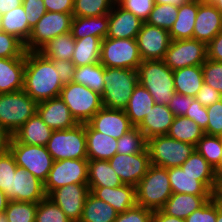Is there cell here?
<instances>
[{
  "label": "cell",
  "instance_id": "obj_1",
  "mask_svg": "<svg viewBox=\"0 0 222 222\" xmlns=\"http://www.w3.org/2000/svg\"><path fill=\"white\" fill-rule=\"evenodd\" d=\"M64 84L53 61L38 51H26L23 90L37 103L59 97Z\"/></svg>",
  "mask_w": 222,
  "mask_h": 222
},
{
  "label": "cell",
  "instance_id": "obj_2",
  "mask_svg": "<svg viewBox=\"0 0 222 222\" xmlns=\"http://www.w3.org/2000/svg\"><path fill=\"white\" fill-rule=\"evenodd\" d=\"M137 71L138 83L149 91L155 104L168 106L175 93L173 71L163 60H143Z\"/></svg>",
  "mask_w": 222,
  "mask_h": 222
},
{
  "label": "cell",
  "instance_id": "obj_3",
  "mask_svg": "<svg viewBox=\"0 0 222 222\" xmlns=\"http://www.w3.org/2000/svg\"><path fill=\"white\" fill-rule=\"evenodd\" d=\"M172 195L168 170L150 165L136 186V205L149 210H161Z\"/></svg>",
  "mask_w": 222,
  "mask_h": 222
},
{
  "label": "cell",
  "instance_id": "obj_4",
  "mask_svg": "<svg viewBox=\"0 0 222 222\" xmlns=\"http://www.w3.org/2000/svg\"><path fill=\"white\" fill-rule=\"evenodd\" d=\"M104 81V91L101 95L103 107L124 110L138 84V71L105 67Z\"/></svg>",
  "mask_w": 222,
  "mask_h": 222
},
{
  "label": "cell",
  "instance_id": "obj_5",
  "mask_svg": "<svg viewBox=\"0 0 222 222\" xmlns=\"http://www.w3.org/2000/svg\"><path fill=\"white\" fill-rule=\"evenodd\" d=\"M37 106L24 90L0 94V125L13 135L37 113Z\"/></svg>",
  "mask_w": 222,
  "mask_h": 222
},
{
  "label": "cell",
  "instance_id": "obj_6",
  "mask_svg": "<svg viewBox=\"0 0 222 222\" xmlns=\"http://www.w3.org/2000/svg\"><path fill=\"white\" fill-rule=\"evenodd\" d=\"M54 161L88 159L85 123L63 130H54L46 145Z\"/></svg>",
  "mask_w": 222,
  "mask_h": 222
},
{
  "label": "cell",
  "instance_id": "obj_7",
  "mask_svg": "<svg viewBox=\"0 0 222 222\" xmlns=\"http://www.w3.org/2000/svg\"><path fill=\"white\" fill-rule=\"evenodd\" d=\"M147 150L151 165L168 169L180 167L193 153L195 146L161 135L147 140Z\"/></svg>",
  "mask_w": 222,
  "mask_h": 222
},
{
  "label": "cell",
  "instance_id": "obj_8",
  "mask_svg": "<svg viewBox=\"0 0 222 222\" xmlns=\"http://www.w3.org/2000/svg\"><path fill=\"white\" fill-rule=\"evenodd\" d=\"M60 97L78 123H87L103 107L99 93L73 81L64 84Z\"/></svg>",
  "mask_w": 222,
  "mask_h": 222
},
{
  "label": "cell",
  "instance_id": "obj_9",
  "mask_svg": "<svg viewBox=\"0 0 222 222\" xmlns=\"http://www.w3.org/2000/svg\"><path fill=\"white\" fill-rule=\"evenodd\" d=\"M142 61L136 39L101 41L100 63L104 67L138 70Z\"/></svg>",
  "mask_w": 222,
  "mask_h": 222
},
{
  "label": "cell",
  "instance_id": "obj_10",
  "mask_svg": "<svg viewBox=\"0 0 222 222\" xmlns=\"http://www.w3.org/2000/svg\"><path fill=\"white\" fill-rule=\"evenodd\" d=\"M9 150L17 166L24 168L42 182L47 180L54 160L46 146L22 144L12 137Z\"/></svg>",
  "mask_w": 222,
  "mask_h": 222
},
{
  "label": "cell",
  "instance_id": "obj_11",
  "mask_svg": "<svg viewBox=\"0 0 222 222\" xmlns=\"http://www.w3.org/2000/svg\"><path fill=\"white\" fill-rule=\"evenodd\" d=\"M72 13L46 12L31 31L24 45L26 51H39L49 41L70 32Z\"/></svg>",
  "mask_w": 222,
  "mask_h": 222
},
{
  "label": "cell",
  "instance_id": "obj_12",
  "mask_svg": "<svg viewBox=\"0 0 222 222\" xmlns=\"http://www.w3.org/2000/svg\"><path fill=\"white\" fill-rule=\"evenodd\" d=\"M172 193L218 195L221 185L216 175H190L181 167L168 168Z\"/></svg>",
  "mask_w": 222,
  "mask_h": 222
},
{
  "label": "cell",
  "instance_id": "obj_13",
  "mask_svg": "<svg viewBox=\"0 0 222 222\" xmlns=\"http://www.w3.org/2000/svg\"><path fill=\"white\" fill-rule=\"evenodd\" d=\"M207 60V45L196 39L171 40L163 61L172 71L202 66Z\"/></svg>",
  "mask_w": 222,
  "mask_h": 222
},
{
  "label": "cell",
  "instance_id": "obj_14",
  "mask_svg": "<svg viewBox=\"0 0 222 222\" xmlns=\"http://www.w3.org/2000/svg\"><path fill=\"white\" fill-rule=\"evenodd\" d=\"M88 183V159H65L54 161L44 189L47 196L55 189L68 184Z\"/></svg>",
  "mask_w": 222,
  "mask_h": 222
},
{
  "label": "cell",
  "instance_id": "obj_15",
  "mask_svg": "<svg viewBox=\"0 0 222 222\" xmlns=\"http://www.w3.org/2000/svg\"><path fill=\"white\" fill-rule=\"evenodd\" d=\"M108 161L123 184H129L135 187L147 173L151 165L147 148L143 152L137 154L126 155L116 153Z\"/></svg>",
  "mask_w": 222,
  "mask_h": 222
},
{
  "label": "cell",
  "instance_id": "obj_16",
  "mask_svg": "<svg viewBox=\"0 0 222 222\" xmlns=\"http://www.w3.org/2000/svg\"><path fill=\"white\" fill-rule=\"evenodd\" d=\"M90 193L88 184H68L53 190L50 198L72 222H79L84 202Z\"/></svg>",
  "mask_w": 222,
  "mask_h": 222
},
{
  "label": "cell",
  "instance_id": "obj_17",
  "mask_svg": "<svg viewBox=\"0 0 222 222\" xmlns=\"http://www.w3.org/2000/svg\"><path fill=\"white\" fill-rule=\"evenodd\" d=\"M142 60H163L171 43L168 30L143 23L136 37Z\"/></svg>",
  "mask_w": 222,
  "mask_h": 222
},
{
  "label": "cell",
  "instance_id": "obj_18",
  "mask_svg": "<svg viewBox=\"0 0 222 222\" xmlns=\"http://www.w3.org/2000/svg\"><path fill=\"white\" fill-rule=\"evenodd\" d=\"M222 30V13L212 2L198 0L193 39L206 45Z\"/></svg>",
  "mask_w": 222,
  "mask_h": 222
},
{
  "label": "cell",
  "instance_id": "obj_19",
  "mask_svg": "<svg viewBox=\"0 0 222 222\" xmlns=\"http://www.w3.org/2000/svg\"><path fill=\"white\" fill-rule=\"evenodd\" d=\"M94 130L119 139L134 126L122 109L102 107L88 122Z\"/></svg>",
  "mask_w": 222,
  "mask_h": 222
},
{
  "label": "cell",
  "instance_id": "obj_20",
  "mask_svg": "<svg viewBox=\"0 0 222 222\" xmlns=\"http://www.w3.org/2000/svg\"><path fill=\"white\" fill-rule=\"evenodd\" d=\"M46 197L44 182L17 166L15 174H12L11 200L39 203Z\"/></svg>",
  "mask_w": 222,
  "mask_h": 222
},
{
  "label": "cell",
  "instance_id": "obj_21",
  "mask_svg": "<svg viewBox=\"0 0 222 222\" xmlns=\"http://www.w3.org/2000/svg\"><path fill=\"white\" fill-rule=\"evenodd\" d=\"M109 27L106 38L136 39L143 21L133 13L123 9L117 2L108 14Z\"/></svg>",
  "mask_w": 222,
  "mask_h": 222
},
{
  "label": "cell",
  "instance_id": "obj_22",
  "mask_svg": "<svg viewBox=\"0 0 222 222\" xmlns=\"http://www.w3.org/2000/svg\"><path fill=\"white\" fill-rule=\"evenodd\" d=\"M37 113L53 131L70 129L79 124L60 96L38 103Z\"/></svg>",
  "mask_w": 222,
  "mask_h": 222
},
{
  "label": "cell",
  "instance_id": "obj_23",
  "mask_svg": "<svg viewBox=\"0 0 222 222\" xmlns=\"http://www.w3.org/2000/svg\"><path fill=\"white\" fill-rule=\"evenodd\" d=\"M89 188L95 197L111 205L117 213H123L136 205V187L133 185Z\"/></svg>",
  "mask_w": 222,
  "mask_h": 222
},
{
  "label": "cell",
  "instance_id": "obj_24",
  "mask_svg": "<svg viewBox=\"0 0 222 222\" xmlns=\"http://www.w3.org/2000/svg\"><path fill=\"white\" fill-rule=\"evenodd\" d=\"M25 61L26 53L19 58H0V94L23 90Z\"/></svg>",
  "mask_w": 222,
  "mask_h": 222
},
{
  "label": "cell",
  "instance_id": "obj_25",
  "mask_svg": "<svg viewBox=\"0 0 222 222\" xmlns=\"http://www.w3.org/2000/svg\"><path fill=\"white\" fill-rule=\"evenodd\" d=\"M174 117L168 106L154 104L137 128L144 134L146 140L155 136L167 135Z\"/></svg>",
  "mask_w": 222,
  "mask_h": 222
},
{
  "label": "cell",
  "instance_id": "obj_26",
  "mask_svg": "<svg viewBox=\"0 0 222 222\" xmlns=\"http://www.w3.org/2000/svg\"><path fill=\"white\" fill-rule=\"evenodd\" d=\"M213 196L172 193L161 210L169 216L185 220L192 212L202 207Z\"/></svg>",
  "mask_w": 222,
  "mask_h": 222
},
{
  "label": "cell",
  "instance_id": "obj_27",
  "mask_svg": "<svg viewBox=\"0 0 222 222\" xmlns=\"http://www.w3.org/2000/svg\"><path fill=\"white\" fill-rule=\"evenodd\" d=\"M52 132L53 130L36 113L13 134V138L22 144L46 146Z\"/></svg>",
  "mask_w": 222,
  "mask_h": 222
},
{
  "label": "cell",
  "instance_id": "obj_28",
  "mask_svg": "<svg viewBox=\"0 0 222 222\" xmlns=\"http://www.w3.org/2000/svg\"><path fill=\"white\" fill-rule=\"evenodd\" d=\"M87 157L92 160H109L117 152V139L94 130L85 123Z\"/></svg>",
  "mask_w": 222,
  "mask_h": 222
},
{
  "label": "cell",
  "instance_id": "obj_29",
  "mask_svg": "<svg viewBox=\"0 0 222 222\" xmlns=\"http://www.w3.org/2000/svg\"><path fill=\"white\" fill-rule=\"evenodd\" d=\"M198 0H189L178 8L177 19L168 31L171 40L193 39Z\"/></svg>",
  "mask_w": 222,
  "mask_h": 222
},
{
  "label": "cell",
  "instance_id": "obj_30",
  "mask_svg": "<svg viewBox=\"0 0 222 222\" xmlns=\"http://www.w3.org/2000/svg\"><path fill=\"white\" fill-rule=\"evenodd\" d=\"M155 101L147 89L138 83L129 98L127 107L124 109L127 117L134 127H138L146 114L154 106Z\"/></svg>",
  "mask_w": 222,
  "mask_h": 222
},
{
  "label": "cell",
  "instance_id": "obj_31",
  "mask_svg": "<svg viewBox=\"0 0 222 222\" xmlns=\"http://www.w3.org/2000/svg\"><path fill=\"white\" fill-rule=\"evenodd\" d=\"M108 27V15L97 17H73L70 32L74 39L94 36L103 40L107 36Z\"/></svg>",
  "mask_w": 222,
  "mask_h": 222
},
{
  "label": "cell",
  "instance_id": "obj_32",
  "mask_svg": "<svg viewBox=\"0 0 222 222\" xmlns=\"http://www.w3.org/2000/svg\"><path fill=\"white\" fill-rule=\"evenodd\" d=\"M175 92L195 98L204 79L201 66H189L173 71Z\"/></svg>",
  "mask_w": 222,
  "mask_h": 222
},
{
  "label": "cell",
  "instance_id": "obj_33",
  "mask_svg": "<svg viewBox=\"0 0 222 222\" xmlns=\"http://www.w3.org/2000/svg\"><path fill=\"white\" fill-rule=\"evenodd\" d=\"M89 187H118L123 185L120 177L111 167L108 160L88 159Z\"/></svg>",
  "mask_w": 222,
  "mask_h": 222
},
{
  "label": "cell",
  "instance_id": "obj_34",
  "mask_svg": "<svg viewBox=\"0 0 222 222\" xmlns=\"http://www.w3.org/2000/svg\"><path fill=\"white\" fill-rule=\"evenodd\" d=\"M0 29L15 36L24 45L31 35L32 29L28 25L26 13L22 5L1 15Z\"/></svg>",
  "mask_w": 222,
  "mask_h": 222
},
{
  "label": "cell",
  "instance_id": "obj_35",
  "mask_svg": "<svg viewBox=\"0 0 222 222\" xmlns=\"http://www.w3.org/2000/svg\"><path fill=\"white\" fill-rule=\"evenodd\" d=\"M101 39L87 36L75 39V50L71 61L76 67L97 64L100 62Z\"/></svg>",
  "mask_w": 222,
  "mask_h": 222
},
{
  "label": "cell",
  "instance_id": "obj_36",
  "mask_svg": "<svg viewBox=\"0 0 222 222\" xmlns=\"http://www.w3.org/2000/svg\"><path fill=\"white\" fill-rule=\"evenodd\" d=\"M117 214L111 205L98 199L90 192L84 202L79 222H114Z\"/></svg>",
  "mask_w": 222,
  "mask_h": 222
},
{
  "label": "cell",
  "instance_id": "obj_37",
  "mask_svg": "<svg viewBox=\"0 0 222 222\" xmlns=\"http://www.w3.org/2000/svg\"><path fill=\"white\" fill-rule=\"evenodd\" d=\"M204 134V130L195 121L185 116H175L167 135L195 146Z\"/></svg>",
  "mask_w": 222,
  "mask_h": 222
},
{
  "label": "cell",
  "instance_id": "obj_38",
  "mask_svg": "<svg viewBox=\"0 0 222 222\" xmlns=\"http://www.w3.org/2000/svg\"><path fill=\"white\" fill-rule=\"evenodd\" d=\"M75 50V39L71 32L61 34L49 41L38 52L49 60H71Z\"/></svg>",
  "mask_w": 222,
  "mask_h": 222
},
{
  "label": "cell",
  "instance_id": "obj_39",
  "mask_svg": "<svg viewBox=\"0 0 222 222\" xmlns=\"http://www.w3.org/2000/svg\"><path fill=\"white\" fill-rule=\"evenodd\" d=\"M105 67L99 62L76 67L73 82L88 87L102 95L104 91Z\"/></svg>",
  "mask_w": 222,
  "mask_h": 222
},
{
  "label": "cell",
  "instance_id": "obj_40",
  "mask_svg": "<svg viewBox=\"0 0 222 222\" xmlns=\"http://www.w3.org/2000/svg\"><path fill=\"white\" fill-rule=\"evenodd\" d=\"M116 0H74V17H97L108 15Z\"/></svg>",
  "mask_w": 222,
  "mask_h": 222
},
{
  "label": "cell",
  "instance_id": "obj_41",
  "mask_svg": "<svg viewBox=\"0 0 222 222\" xmlns=\"http://www.w3.org/2000/svg\"><path fill=\"white\" fill-rule=\"evenodd\" d=\"M37 203L9 200L3 217L7 222H35Z\"/></svg>",
  "mask_w": 222,
  "mask_h": 222
},
{
  "label": "cell",
  "instance_id": "obj_42",
  "mask_svg": "<svg viewBox=\"0 0 222 222\" xmlns=\"http://www.w3.org/2000/svg\"><path fill=\"white\" fill-rule=\"evenodd\" d=\"M146 148L147 140L137 127H133L117 139L116 152L120 154H137L143 152Z\"/></svg>",
  "mask_w": 222,
  "mask_h": 222
},
{
  "label": "cell",
  "instance_id": "obj_43",
  "mask_svg": "<svg viewBox=\"0 0 222 222\" xmlns=\"http://www.w3.org/2000/svg\"><path fill=\"white\" fill-rule=\"evenodd\" d=\"M195 150L200 153L206 161L215 168L219 162L222 152V137L204 134L195 145Z\"/></svg>",
  "mask_w": 222,
  "mask_h": 222
},
{
  "label": "cell",
  "instance_id": "obj_44",
  "mask_svg": "<svg viewBox=\"0 0 222 222\" xmlns=\"http://www.w3.org/2000/svg\"><path fill=\"white\" fill-rule=\"evenodd\" d=\"M178 8L171 4L155 3L146 23L169 31L177 19Z\"/></svg>",
  "mask_w": 222,
  "mask_h": 222
},
{
  "label": "cell",
  "instance_id": "obj_45",
  "mask_svg": "<svg viewBox=\"0 0 222 222\" xmlns=\"http://www.w3.org/2000/svg\"><path fill=\"white\" fill-rule=\"evenodd\" d=\"M35 222H72L50 198L37 203Z\"/></svg>",
  "mask_w": 222,
  "mask_h": 222
},
{
  "label": "cell",
  "instance_id": "obj_46",
  "mask_svg": "<svg viewBox=\"0 0 222 222\" xmlns=\"http://www.w3.org/2000/svg\"><path fill=\"white\" fill-rule=\"evenodd\" d=\"M17 164L10 150L0 155V190L11 200L12 174H15Z\"/></svg>",
  "mask_w": 222,
  "mask_h": 222
},
{
  "label": "cell",
  "instance_id": "obj_47",
  "mask_svg": "<svg viewBox=\"0 0 222 222\" xmlns=\"http://www.w3.org/2000/svg\"><path fill=\"white\" fill-rule=\"evenodd\" d=\"M26 53L24 44L0 29V58H19Z\"/></svg>",
  "mask_w": 222,
  "mask_h": 222
},
{
  "label": "cell",
  "instance_id": "obj_48",
  "mask_svg": "<svg viewBox=\"0 0 222 222\" xmlns=\"http://www.w3.org/2000/svg\"><path fill=\"white\" fill-rule=\"evenodd\" d=\"M180 167L190 175H216L213 166L196 150Z\"/></svg>",
  "mask_w": 222,
  "mask_h": 222
},
{
  "label": "cell",
  "instance_id": "obj_49",
  "mask_svg": "<svg viewBox=\"0 0 222 222\" xmlns=\"http://www.w3.org/2000/svg\"><path fill=\"white\" fill-rule=\"evenodd\" d=\"M201 67L204 83L222 95V62H216L207 58Z\"/></svg>",
  "mask_w": 222,
  "mask_h": 222
},
{
  "label": "cell",
  "instance_id": "obj_50",
  "mask_svg": "<svg viewBox=\"0 0 222 222\" xmlns=\"http://www.w3.org/2000/svg\"><path fill=\"white\" fill-rule=\"evenodd\" d=\"M116 2L143 22L147 21L155 5L154 0H116Z\"/></svg>",
  "mask_w": 222,
  "mask_h": 222
},
{
  "label": "cell",
  "instance_id": "obj_51",
  "mask_svg": "<svg viewBox=\"0 0 222 222\" xmlns=\"http://www.w3.org/2000/svg\"><path fill=\"white\" fill-rule=\"evenodd\" d=\"M217 195L209 199L202 207L192 212L185 222H216Z\"/></svg>",
  "mask_w": 222,
  "mask_h": 222
},
{
  "label": "cell",
  "instance_id": "obj_52",
  "mask_svg": "<svg viewBox=\"0 0 222 222\" xmlns=\"http://www.w3.org/2000/svg\"><path fill=\"white\" fill-rule=\"evenodd\" d=\"M206 108L208 124L205 134L222 137V99Z\"/></svg>",
  "mask_w": 222,
  "mask_h": 222
},
{
  "label": "cell",
  "instance_id": "obj_53",
  "mask_svg": "<svg viewBox=\"0 0 222 222\" xmlns=\"http://www.w3.org/2000/svg\"><path fill=\"white\" fill-rule=\"evenodd\" d=\"M152 214V210L135 205L123 213H118L114 222H152Z\"/></svg>",
  "mask_w": 222,
  "mask_h": 222
},
{
  "label": "cell",
  "instance_id": "obj_54",
  "mask_svg": "<svg viewBox=\"0 0 222 222\" xmlns=\"http://www.w3.org/2000/svg\"><path fill=\"white\" fill-rule=\"evenodd\" d=\"M22 6L31 29L35 27L37 22L47 12L43 0H23Z\"/></svg>",
  "mask_w": 222,
  "mask_h": 222
},
{
  "label": "cell",
  "instance_id": "obj_55",
  "mask_svg": "<svg viewBox=\"0 0 222 222\" xmlns=\"http://www.w3.org/2000/svg\"><path fill=\"white\" fill-rule=\"evenodd\" d=\"M185 117L195 121L204 132L207 130L208 114L207 108L204 107L197 99L192 101Z\"/></svg>",
  "mask_w": 222,
  "mask_h": 222
},
{
  "label": "cell",
  "instance_id": "obj_56",
  "mask_svg": "<svg viewBox=\"0 0 222 222\" xmlns=\"http://www.w3.org/2000/svg\"><path fill=\"white\" fill-rule=\"evenodd\" d=\"M194 99L192 96H185L175 92L168 107L174 116H185Z\"/></svg>",
  "mask_w": 222,
  "mask_h": 222
},
{
  "label": "cell",
  "instance_id": "obj_57",
  "mask_svg": "<svg viewBox=\"0 0 222 222\" xmlns=\"http://www.w3.org/2000/svg\"><path fill=\"white\" fill-rule=\"evenodd\" d=\"M55 65V69L59 74L60 80L63 84H67L73 81L76 66L71 60H51Z\"/></svg>",
  "mask_w": 222,
  "mask_h": 222
},
{
  "label": "cell",
  "instance_id": "obj_58",
  "mask_svg": "<svg viewBox=\"0 0 222 222\" xmlns=\"http://www.w3.org/2000/svg\"><path fill=\"white\" fill-rule=\"evenodd\" d=\"M195 99H197L204 107H208L221 100L222 95L209 85L203 83L201 89L196 94Z\"/></svg>",
  "mask_w": 222,
  "mask_h": 222
},
{
  "label": "cell",
  "instance_id": "obj_59",
  "mask_svg": "<svg viewBox=\"0 0 222 222\" xmlns=\"http://www.w3.org/2000/svg\"><path fill=\"white\" fill-rule=\"evenodd\" d=\"M46 11L73 13L74 0H43Z\"/></svg>",
  "mask_w": 222,
  "mask_h": 222
},
{
  "label": "cell",
  "instance_id": "obj_60",
  "mask_svg": "<svg viewBox=\"0 0 222 222\" xmlns=\"http://www.w3.org/2000/svg\"><path fill=\"white\" fill-rule=\"evenodd\" d=\"M207 58L222 62V30L207 44Z\"/></svg>",
  "mask_w": 222,
  "mask_h": 222
},
{
  "label": "cell",
  "instance_id": "obj_61",
  "mask_svg": "<svg viewBox=\"0 0 222 222\" xmlns=\"http://www.w3.org/2000/svg\"><path fill=\"white\" fill-rule=\"evenodd\" d=\"M12 137L13 135L0 125V155L9 151Z\"/></svg>",
  "mask_w": 222,
  "mask_h": 222
},
{
  "label": "cell",
  "instance_id": "obj_62",
  "mask_svg": "<svg viewBox=\"0 0 222 222\" xmlns=\"http://www.w3.org/2000/svg\"><path fill=\"white\" fill-rule=\"evenodd\" d=\"M152 222H185L178 217H173L165 214L162 210L153 211Z\"/></svg>",
  "mask_w": 222,
  "mask_h": 222
},
{
  "label": "cell",
  "instance_id": "obj_63",
  "mask_svg": "<svg viewBox=\"0 0 222 222\" xmlns=\"http://www.w3.org/2000/svg\"><path fill=\"white\" fill-rule=\"evenodd\" d=\"M22 5L21 0H0V15Z\"/></svg>",
  "mask_w": 222,
  "mask_h": 222
},
{
  "label": "cell",
  "instance_id": "obj_64",
  "mask_svg": "<svg viewBox=\"0 0 222 222\" xmlns=\"http://www.w3.org/2000/svg\"><path fill=\"white\" fill-rule=\"evenodd\" d=\"M9 199L7 198L6 194L0 190V216L4 214V211L7 208Z\"/></svg>",
  "mask_w": 222,
  "mask_h": 222
},
{
  "label": "cell",
  "instance_id": "obj_65",
  "mask_svg": "<svg viewBox=\"0 0 222 222\" xmlns=\"http://www.w3.org/2000/svg\"><path fill=\"white\" fill-rule=\"evenodd\" d=\"M188 1L189 0H154L156 4H171L177 7L187 3Z\"/></svg>",
  "mask_w": 222,
  "mask_h": 222
},
{
  "label": "cell",
  "instance_id": "obj_66",
  "mask_svg": "<svg viewBox=\"0 0 222 222\" xmlns=\"http://www.w3.org/2000/svg\"><path fill=\"white\" fill-rule=\"evenodd\" d=\"M216 222H222V196L217 195V219Z\"/></svg>",
  "mask_w": 222,
  "mask_h": 222
},
{
  "label": "cell",
  "instance_id": "obj_67",
  "mask_svg": "<svg viewBox=\"0 0 222 222\" xmlns=\"http://www.w3.org/2000/svg\"><path fill=\"white\" fill-rule=\"evenodd\" d=\"M214 169L217 176V180L222 186V152H221L220 162Z\"/></svg>",
  "mask_w": 222,
  "mask_h": 222
},
{
  "label": "cell",
  "instance_id": "obj_68",
  "mask_svg": "<svg viewBox=\"0 0 222 222\" xmlns=\"http://www.w3.org/2000/svg\"><path fill=\"white\" fill-rule=\"evenodd\" d=\"M212 2L215 7L222 13V0H206Z\"/></svg>",
  "mask_w": 222,
  "mask_h": 222
},
{
  "label": "cell",
  "instance_id": "obj_69",
  "mask_svg": "<svg viewBox=\"0 0 222 222\" xmlns=\"http://www.w3.org/2000/svg\"><path fill=\"white\" fill-rule=\"evenodd\" d=\"M0 222H7V221L5 220V218L3 217V215L0 216Z\"/></svg>",
  "mask_w": 222,
  "mask_h": 222
}]
</instances>
